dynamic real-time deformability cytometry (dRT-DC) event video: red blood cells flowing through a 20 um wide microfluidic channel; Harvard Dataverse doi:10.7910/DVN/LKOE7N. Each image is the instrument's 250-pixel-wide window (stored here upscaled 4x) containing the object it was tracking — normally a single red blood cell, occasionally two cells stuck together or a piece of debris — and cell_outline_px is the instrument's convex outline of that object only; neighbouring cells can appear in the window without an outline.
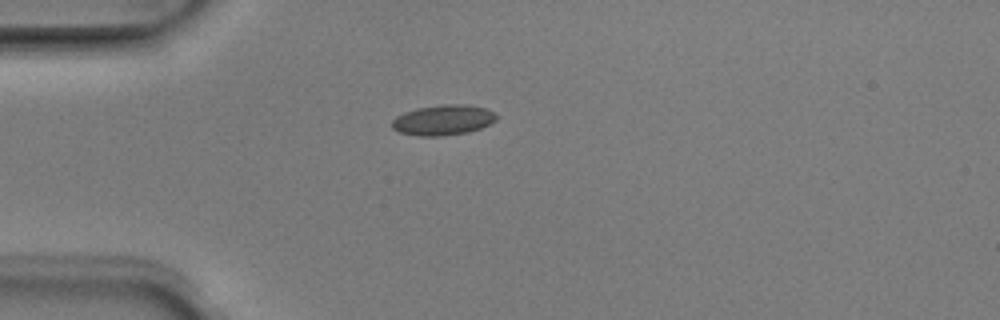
{"species": "Egyptian fruit bat (a non-hibernating species)", "species_latin": "Rousettus aegyptiacus", "temperature_condition": "room temperature", "stored_images_in_passage": 4, "camera_frame_rate_fps": 3000, "um_per_image_px": 0.085, "animal": {"sex": "male"}, "frame": {"image": 1, "passage_image": 4, "time_ms": 1.0, "image_size_px": [1000, 320], "cell_outline_px": [[496, 120], [480, 128], [468, 132], [440, 136], [416, 136], [400, 132], [392, 128], [392, 120], [396, 116], [404, 112], [416, 108], [444, 104], [468, 104], [484, 108], [492, 112], [496, 116]], "centroid_in_image_um": [37.62, 10.2], "position_along_channel_um": 47.4, "area_um2": 18.38}}